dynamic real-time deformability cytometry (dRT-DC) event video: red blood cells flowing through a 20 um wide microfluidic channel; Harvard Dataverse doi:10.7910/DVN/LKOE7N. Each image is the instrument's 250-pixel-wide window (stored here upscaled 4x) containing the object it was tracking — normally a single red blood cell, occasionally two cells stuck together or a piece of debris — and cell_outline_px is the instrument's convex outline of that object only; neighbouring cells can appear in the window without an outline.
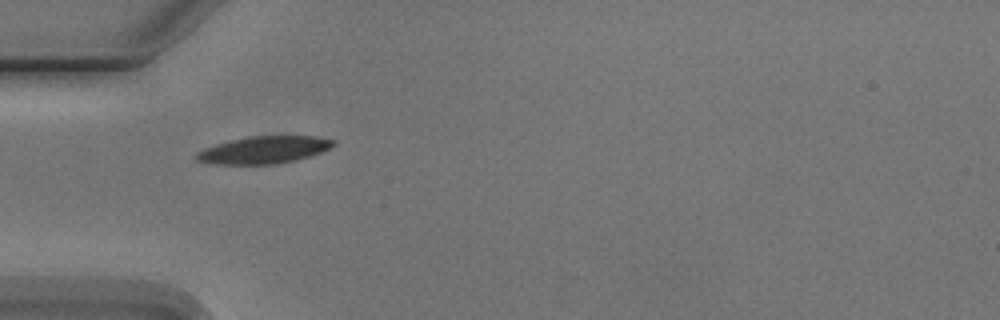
{"species": "Egyptian fruit bat (a non-hibernating species)", "species_latin": "Rousettus aegyptiacus", "temperature_condition": "cold", "stored_images_in_passage": 4, "camera_frame_rate_fps": 3000, "um_per_image_px": 0.085, "animal": {"sex": "male"}, "frame": {"image": 1, "passage_image": 1, "time_ms": 0.0, "image_size_px": [1000, 320], "cell_outline_px": [[336, 144], [320, 152], [308, 156], [276, 164], [212, 164], [196, 160], [196, 152], [204, 148], [216, 144], [248, 136], [316, 136], [332, 140]], "centroid_in_image_um": [22.38, 12.74], "position_along_channel_um": 62.6, "area_um2": 21.44}}
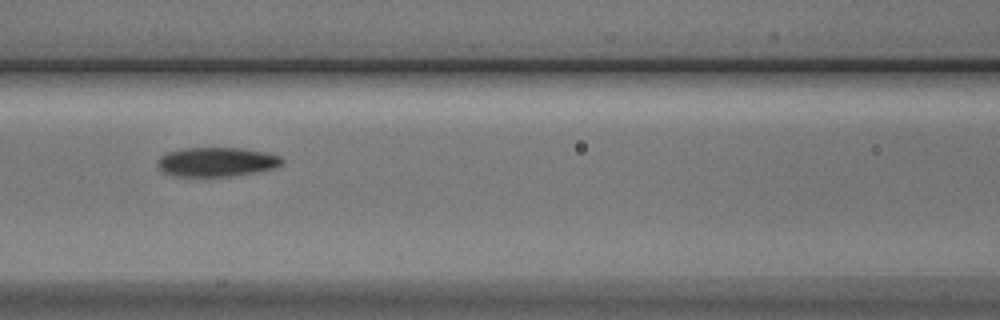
{"frame": {"image": 2, "passage_image": 3, "time_ms": 2.333, "image_size_px": [1000, 320], "cell_outline_px": [[284, 164], [276, 168], [256, 172], [232, 176], [172, 176], [164, 172], [156, 164], [160, 156], [168, 152], [180, 148], [240, 148], [264, 152], [280, 156], [284, 160]], "centroid_in_image_um": [18.43, 13.76], "position_along_channel_um": 148.2, "area_um2": 21.33}}
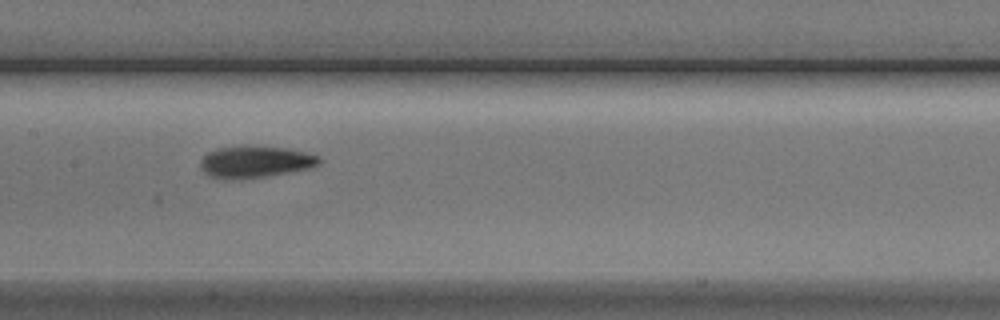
{"frame": {"image": 3, "passage_image": 4, "time_ms": 3.333, "image_size_px": [1000, 320], "cell_outline_px": [[320, 164], [308, 168], [268, 176], [244, 180], [224, 180], [208, 176], [200, 168], [200, 160], [208, 152], [216, 148], [288, 148], [320, 156]], "centroid_in_image_um": [21.65, 13.81], "position_along_channel_um": 185.8, "area_um2": 21.68}}